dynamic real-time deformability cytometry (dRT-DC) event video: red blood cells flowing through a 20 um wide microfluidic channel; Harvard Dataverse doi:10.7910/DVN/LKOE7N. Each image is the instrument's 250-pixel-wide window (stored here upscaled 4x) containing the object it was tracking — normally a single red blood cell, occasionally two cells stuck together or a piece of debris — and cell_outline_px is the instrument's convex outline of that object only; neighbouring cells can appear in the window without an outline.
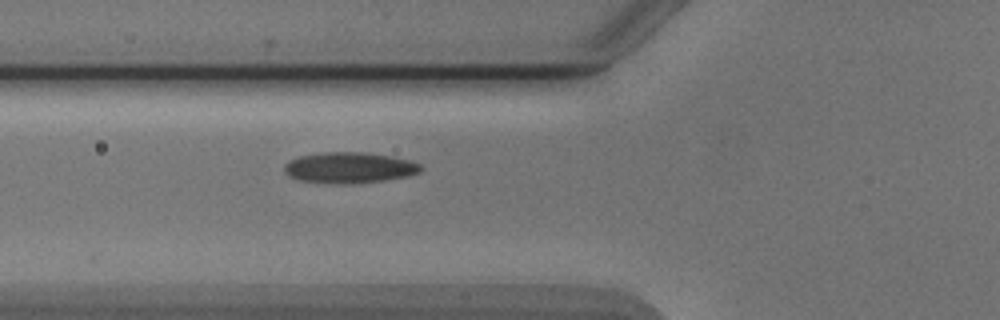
{"species": "Egyptian fruit bat (a non-hibernating species)", "species_latin": "Rousettus aegyptiacus", "temperature_condition": "cold", "stored_images_in_passage": 6, "camera_frame_rate_fps": 3000, "um_per_image_px": 0.085, "animal": {"sex": "male"}, "frame": {"image": 1, "passage_image": 6, "time_ms": 6.0, "image_size_px": [1000, 320], "cell_outline_px": [[424, 168], [420, 172], [408, 176], [384, 180], [344, 184], [336, 184], [300, 180], [288, 176], [284, 172], [284, 164], [288, 160], [300, 156], [324, 152], [364, 152], [392, 156], [412, 160], [420, 164]], "centroid_in_image_um": [29.7, 14.24], "position_along_channel_um": 96.1, "area_um2": 24.74}}